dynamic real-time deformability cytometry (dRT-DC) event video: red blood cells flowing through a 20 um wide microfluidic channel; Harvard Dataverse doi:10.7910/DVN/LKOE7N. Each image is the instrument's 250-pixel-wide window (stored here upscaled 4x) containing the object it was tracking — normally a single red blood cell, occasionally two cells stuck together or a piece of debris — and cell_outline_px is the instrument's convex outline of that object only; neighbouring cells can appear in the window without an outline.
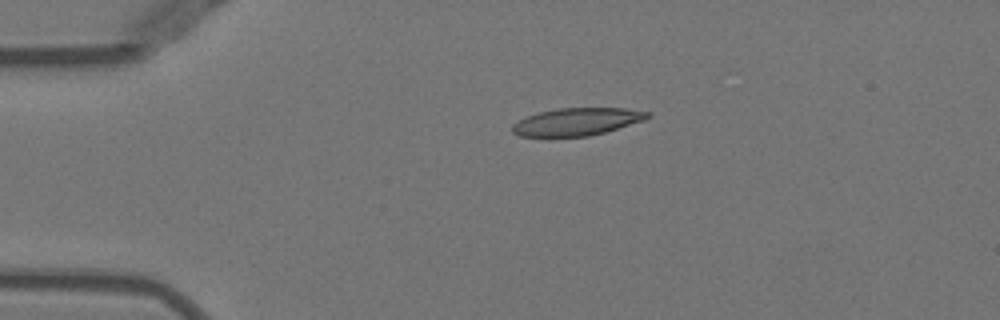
{"species": "Egyptian fruit bat (a non-hibernating species)", "species_latin": "Rousettus aegyptiacus", "temperature_condition": "warm", "stored_images_in_passage": 22, "camera_frame_rate_fps": 3000, "um_per_image_px": 0.085, "animal": {"sex": "female"}, "frame": {"image": 1, "passage_image": 1, "time_ms": 0.0, "image_size_px": [1000, 320], "cell_outline_px": [[652, 116], [644, 120], [604, 132], [588, 136], [548, 140], [520, 136], [512, 132], [512, 124], [528, 116], [540, 112], [556, 108], [624, 108], [652, 112]], "centroid_in_image_um": [48.98, 10.39], "position_along_channel_um": 36.0, "area_um2": 22.48}}
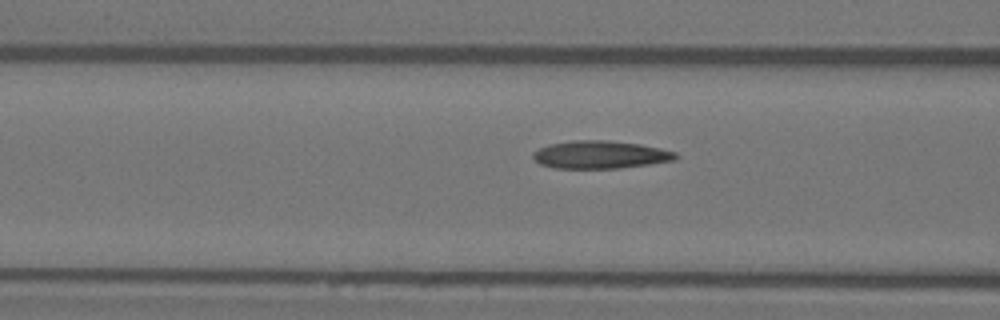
{"frame": {"image": 2, "passage_image": 10, "time_ms": 3.0, "image_size_px": [1000, 320], "cell_outline_px": [[680, 156], [676, 160], [620, 168], [556, 168], [540, 164], [532, 156], [532, 152], [548, 144], [572, 140], [608, 140], [640, 144], [660, 148], [676, 152]], "centroid_in_image_um": [51.04, 13.14], "position_along_channel_um": 115.6, "area_um2": 23.18}}
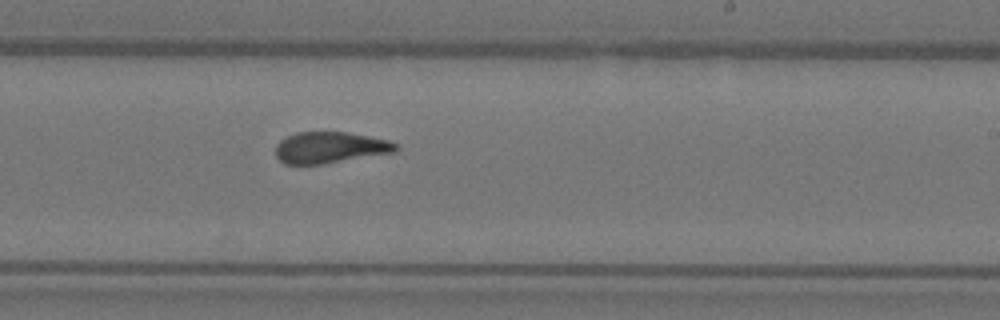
{"frame": {"image": 3, "passage_image": 21, "time_ms": 6.667, "image_size_px": [1000, 320], "cell_outline_px": [[400, 148], [396, 152], [324, 164], [284, 164], [276, 156], [276, 144], [280, 140], [296, 132], [348, 132], [388, 140], [396, 144]], "centroid_in_image_um": [28.06, 12.54], "position_along_channel_um": 260.9, "area_um2": 22.02}}